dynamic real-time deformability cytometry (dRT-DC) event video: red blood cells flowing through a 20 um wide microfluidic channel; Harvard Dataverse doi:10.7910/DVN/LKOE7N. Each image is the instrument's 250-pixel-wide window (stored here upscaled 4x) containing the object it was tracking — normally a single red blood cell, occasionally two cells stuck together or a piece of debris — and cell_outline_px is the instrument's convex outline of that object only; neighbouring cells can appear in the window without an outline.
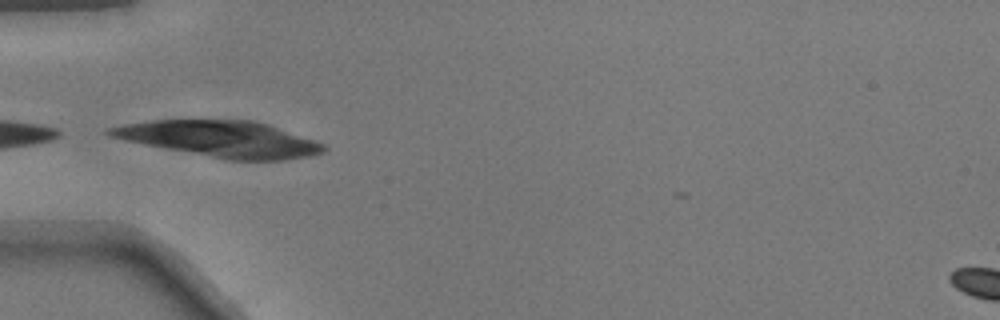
{"species": "common noctule bat (a hibernating species)", "species_latin": "Nyctalus noctula", "temperature_condition": "warm", "stored_images_in_passage": 5, "segment_of_instrument_passage": [1, 2], "camera_frame_rate_fps": 3000, "um_per_image_px": 0.085, "animal": {"sex": "male", "body_mass_g": 17.9}, "frame": {"image": 1, "passage_image": 1, "time_ms": 0.0, "image_size_px": [1000, 320], "cell_outline_px": [[328, 148], [324, 152], [312, 156], [284, 160], [224, 160], [124, 140], [108, 136], [104, 132], [108, 128], [124, 124], [152, 120], [256, 120], [316, 140], [324, 144]], "centroid_in_image_um": [18.76, 11.81], "position_along_channel_um": 66.2, "area_um2": 45.26}}